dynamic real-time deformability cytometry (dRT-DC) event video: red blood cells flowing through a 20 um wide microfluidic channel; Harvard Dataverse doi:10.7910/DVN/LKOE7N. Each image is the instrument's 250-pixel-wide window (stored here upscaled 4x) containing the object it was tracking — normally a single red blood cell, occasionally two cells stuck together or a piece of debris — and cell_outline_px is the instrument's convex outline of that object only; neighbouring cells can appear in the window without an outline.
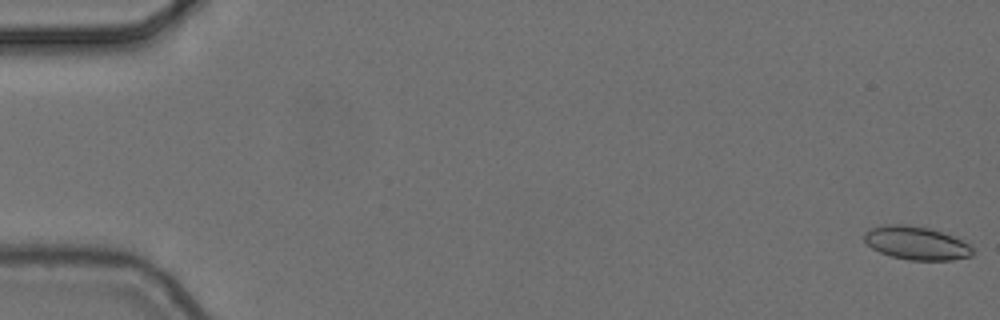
{"species": "common noctule bat (a hibernating species)", "species_latin": "Nyctalus noctula", "temperature_condition": "cold", "stored_images_in_passage": 8, "camera_frame_rate_fps": 3000, "um_per_image_px": 0.085, "animal": {"sex": "female", "body_mass_g": 24.6, "forearm_length_mm": 56.2}, "frame": {"image": 1, "passage_image": 1, "time_ms": 0.0, "image_size_px": [1000, 320], "cell_outline_px": [[972, 256], [952, 260], [908, 260], [892, 256], [880, 252], [872, 248], [864, 240], [864, 232], [872, 228], [884, 224], [904, 224], [928, 228], [952, 236], [968, 244], [972, 248]], "centroid_in_image_um": [77.86, 20.66], "position_along_channel_um": 7.1, "area_um2": 20.81}}
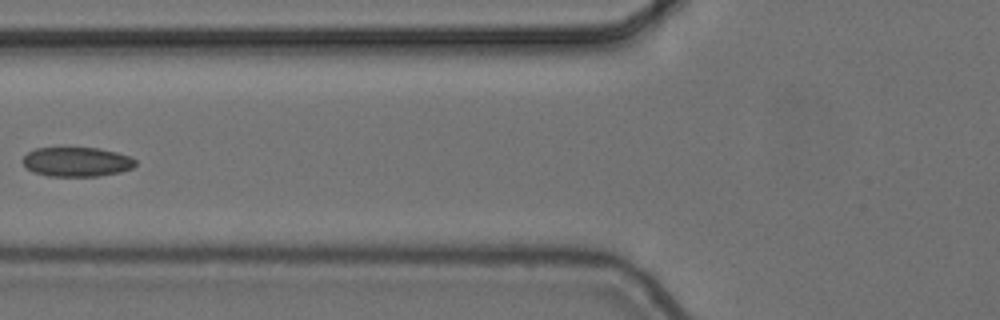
{"frame": {"image": 2, "passage_image": 7, "time_ms": 2.0, "image_size_px": [1000, 320], "cell_outline_px": [[136, 164], [132, 168], [120, 172], [100, 176], [48, 176], [36, 172], [28, 168], [24, 164], [24, 156], [28, 152], [36, 148], [96, 148], [116, 152], [128, 156], [136, 160]], "centroid_in_image_um": [6.55, 13.76], "position_along_channel_um": 119.2, "area_um2": 19.07}}
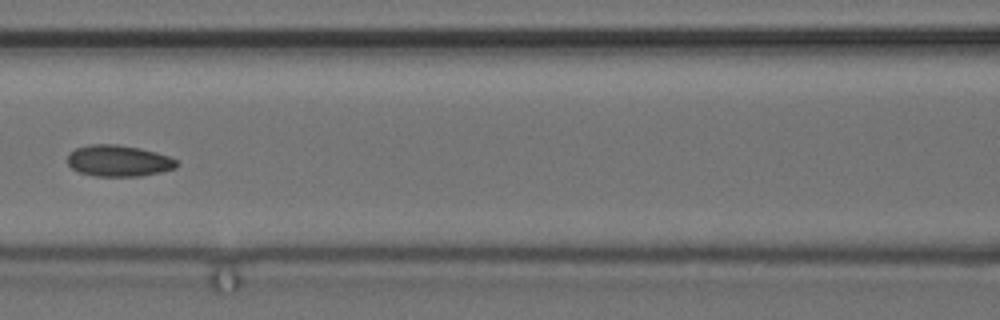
{"frame": {"image": 3, "passage_image": 8, "time_ms": 2.333, "image_size_px": [1000, 320], "cell_outline_px": [[180, 164], [176, 168], [160, 172], [140, 176], [96, 176], [80, 172], [72, 168], [68, 164], [68, 152], [76, 148], [88, 144], [116, 144], [140, 148], [156, 152], [168, 156], [176, 160]], "centroid_in_image_um": [10.08, 13.66], "position_along_channel_um": 156.5, "area_um2": 20.0}}